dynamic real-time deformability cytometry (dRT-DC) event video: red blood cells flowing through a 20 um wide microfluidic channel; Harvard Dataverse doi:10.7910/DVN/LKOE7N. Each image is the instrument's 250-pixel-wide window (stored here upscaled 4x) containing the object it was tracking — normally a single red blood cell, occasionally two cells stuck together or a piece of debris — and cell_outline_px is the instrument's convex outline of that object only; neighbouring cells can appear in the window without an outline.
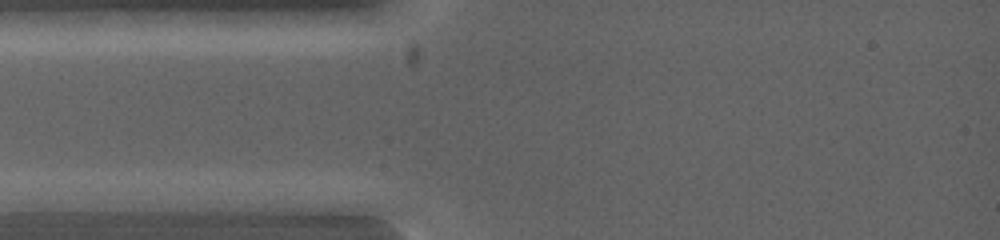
{"species": "common noctule bat (a hibernating species)", "species_latin": "Nyctalus noctula", "temperature_condition": "warm", "stored_images_in_passage": 2, "camera_frame_rate_fps": 5000, "um_per_image_px": 0.085, "animal": {"sex": "female", "body_mass_g": 19.0, "forearm_length_mm": 53.3}, "frame": {"image": 1, "passage_image": 1, "time_ms": 0.0, "image_size_px": [1000, 240], "cell_outline_px": [[124, 200], [104, 212], [24, 212], [12, 200], [20, 192], [100, 192]], "centroid_in_image_um": [5.56, 17.16], "position_along_channel_um": 79.4, "area_um2": 13.87}}